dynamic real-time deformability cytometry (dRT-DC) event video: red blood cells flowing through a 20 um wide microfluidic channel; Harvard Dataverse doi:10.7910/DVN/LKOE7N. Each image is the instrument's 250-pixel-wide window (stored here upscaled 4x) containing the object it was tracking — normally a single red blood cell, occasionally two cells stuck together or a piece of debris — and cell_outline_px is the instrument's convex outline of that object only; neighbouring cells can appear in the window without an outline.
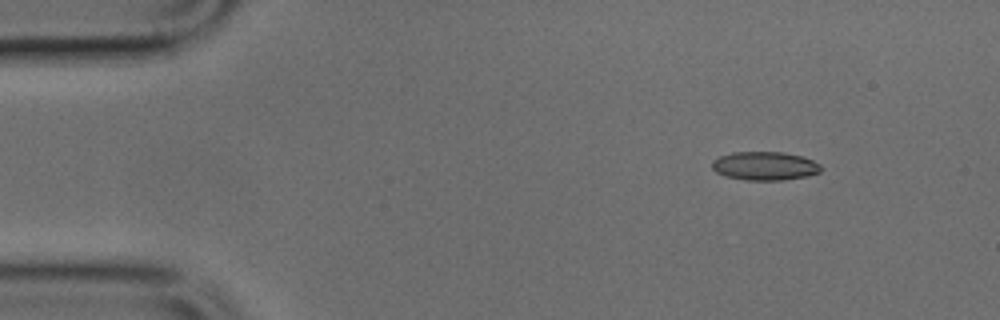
{"species": "common noctule bat (a hibernating species)", "species_latin": "Nyctalus noctula", "temperature_condition": "cold", "stored_images_in_passage": 4, "camera_frame_rate_fps": 3000, "um_per_image_px": 0.085, "animal": {"sex": "male", "body_mass_g": 17.9, "forearm_length_mm": 54.2}, "frame": {"image": 1, "passage_image": 2, "time_ms": 0.333, "image_size_px": [1000, 320], "cell_outline_px": [[824, 168], [820, 172], [808, 176], [780, 180], [748, 180], [724, 176], [716, 172], [712, 168], [712, 160], [720, 156], [732, 152], [784, 152], [804, 156], [820, 164]], "centroid_in_image_um": [65.03, 14.1], "position_along_channel_um": 20.0, "area_um2": 18.32}}